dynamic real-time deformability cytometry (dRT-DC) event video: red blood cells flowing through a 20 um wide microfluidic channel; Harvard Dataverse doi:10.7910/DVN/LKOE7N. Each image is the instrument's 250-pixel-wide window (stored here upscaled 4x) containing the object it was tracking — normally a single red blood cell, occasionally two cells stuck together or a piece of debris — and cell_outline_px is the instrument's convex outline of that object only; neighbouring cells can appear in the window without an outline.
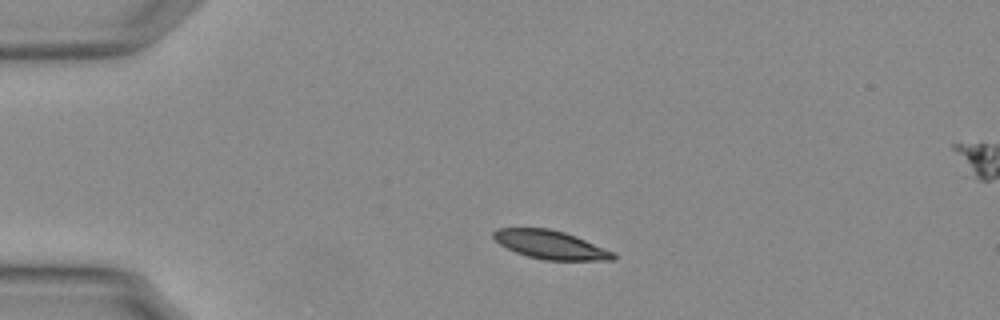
{"species": "Egyptian fruit bat (a non-hibernating species)", "species_latin": "Rousettus aegyptiacus", "temperature_condition": "warm", "stored_images_in_passage": 44, "camera_frame_rate_fps": 3000, "um_per_image_px": 0.085, "animal": {"sex": "female"}, "frame": {"image": 1, "passage_image": 1, "time_ms": 0.0, "image_size_px": [1000, 320], "cell_outline_px": [[616, 260], [544, 260], [528, 256], [516, 252], [500, 244], [492, 236], [492, 232], [496, 228], [548, 228], [564, 232], [576, 236], [616, 252]], "centroid_in_image_um": [46.83, 20.8], "position_along_channel_um": 38.2, "area_um2": 19.94}}
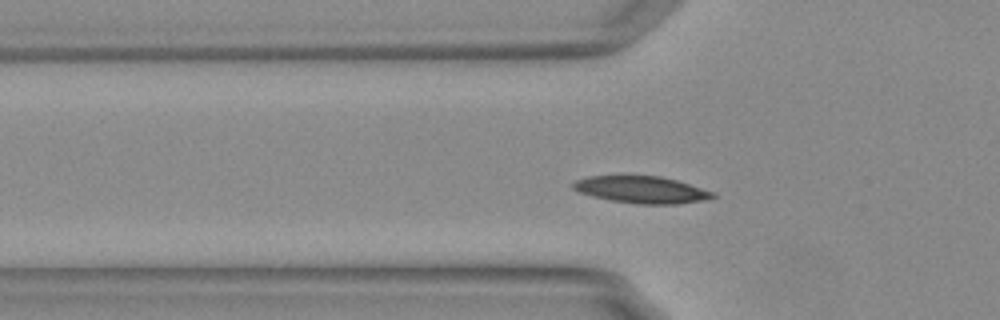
{"frame": {"image": 2, "passage_image": 7, "time_ms": 2.0, "image_size_px": [1000, 320], "cell_outline_px": [[716, 196], [712, 200], [676, 204], [636, 204], [612, 200], [592, 196], [580, 192], [572, 188], [572, 184], [576, 180], [588, 176], [660, 176], [676, 180], [712, 192]], "centroid_in_image_um": [54.55, 16.13], "position_along_channel_um": 71.2, "area_um2": 21.85}, "authors_computed_cell_mechanics": {"area_um2": 20.8658, "velocity_mm_per_s": 3.712, "shape_relaxation_time_tau1_ms": 3.8241, "shape_relaxation_time_tau2_ms": 4.054, "deformation_change_tau1": 0.1155, "deformation_change_tau2": 0.0728}}